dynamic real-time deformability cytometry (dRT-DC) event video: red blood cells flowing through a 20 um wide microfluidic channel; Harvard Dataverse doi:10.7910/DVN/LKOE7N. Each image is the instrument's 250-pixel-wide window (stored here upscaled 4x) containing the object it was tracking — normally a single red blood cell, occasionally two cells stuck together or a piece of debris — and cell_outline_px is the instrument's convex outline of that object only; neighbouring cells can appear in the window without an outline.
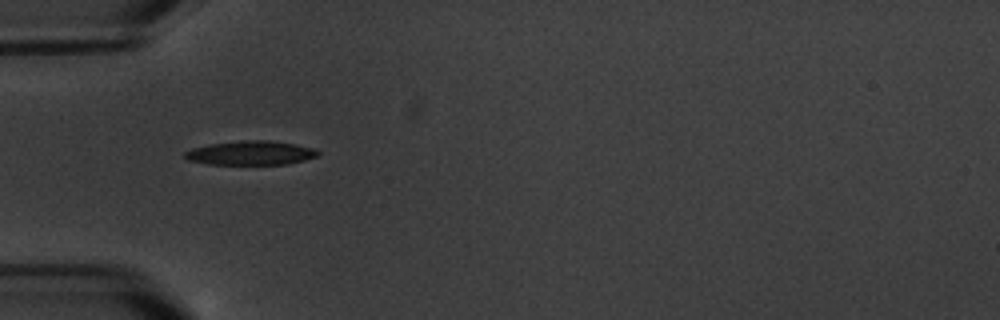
{"species": "common noctule bat (a hibernating species)", "species_latin": "Nyctalus noctula", "temperature_condition": "warm", "stored_images_in_passage": 4, "camera_frame_rate_fps": 3000, "um_per_image_px": 0.085, "animal": {"sex": "male", "body_mass_g": 20.1, "forearm_length_mm": 53.5}, "frame": {"image": 1, "passage_image": 3, "time_ms": 2.333, "image_size_px": [1000, 320], "cell_outline_px": [[320, 152], [316, 156], [304, 160], [288, 164], [208, 164], [188, 160], [184, 156], [184, 152], [192, 148], [208, 144], [244, 140], [268, 140], [316, 148]], "centroid_in_image_um": [21.29, 13.0], "position_along_channel_um": 63.7, "area_um2": 18.61}}